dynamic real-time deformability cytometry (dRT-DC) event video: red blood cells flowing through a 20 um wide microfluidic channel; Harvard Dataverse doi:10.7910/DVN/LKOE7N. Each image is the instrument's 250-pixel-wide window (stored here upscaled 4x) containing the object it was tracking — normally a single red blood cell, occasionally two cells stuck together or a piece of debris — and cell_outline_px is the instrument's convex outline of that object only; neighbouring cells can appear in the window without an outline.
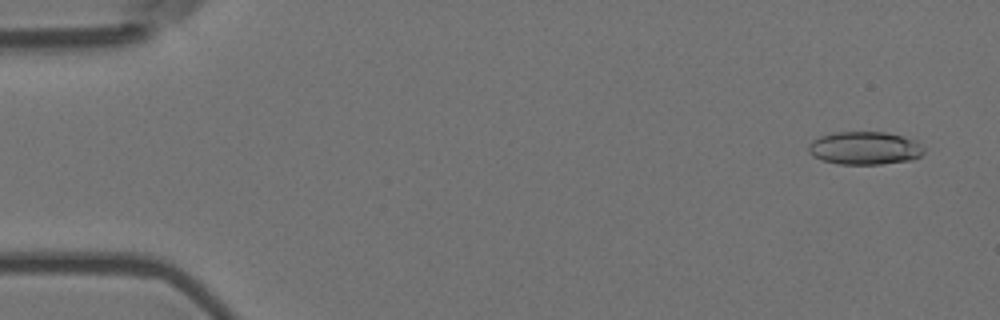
{"species": "Egyptian fruit bat (a non-hibernating species)", "species_latin": "Rousettus aegyptiacus", "temperature_condition": "room temperature", "stored_images_in_passage": 4, "camera_frame_rate_fps": 3000, "um_per_image_px": 0.085, "animal": {"sex": "female"}, "frame": {"image": 1, "passage_image": 1, "time_ms": 0.0, "image_size_px": [1000, 320], "cell_outline_px": [[924, 152], [920, 156], [912, 160], [880, 164], [840, 164], [824, 160], [812, 156], [808, 152], [808, 144], [812, 140], [820, 136], [832, 132], [884, 132], [916, 140], [924, 148]], "centroid_in_image_um": [73.48, 12.59], "position_along_channel_um": 11.5, "area_um2": 22.25}}